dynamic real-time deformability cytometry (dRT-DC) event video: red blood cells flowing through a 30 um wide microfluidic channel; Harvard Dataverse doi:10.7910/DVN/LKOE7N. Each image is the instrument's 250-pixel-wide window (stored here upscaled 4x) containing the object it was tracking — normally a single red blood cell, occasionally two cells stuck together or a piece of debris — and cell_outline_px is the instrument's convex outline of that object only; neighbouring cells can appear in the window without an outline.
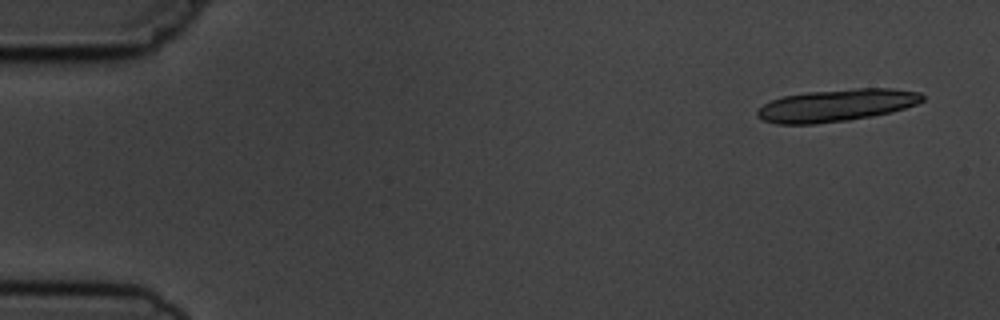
{"species": "common noctule bat (a hibernating species)", "species_latin": "Nyctalus noctula", "temperature_condition": "cold", "stored_images_in_passage": 5, "camera_frame_rate_fps": 3000, "um_per_image_px": 0.085, "animal": {"sex": "male", "body_mass_g": 19.5, "forearm_length_mm": 54.6}, "frame": {"image": 1, "passage_image": 1, "time_ms": 0.0, "image_size_px": [1000, 320], "cell_outline_px": [[924, 100], [916, 104], [892, 112], [872, 116], [848, 120], [816, 124], [776, 124], [764, 120], [756, 116], [756, 112], [764, 104], [772, 100], [784, 96], [808, 92], [856, 88], [892, 88], [920, 92], [924, 96]], "centroid_in_image_um": [71.12, 8.95], "position_along_channel_um": 13.9, "area_um2": 31.04}}